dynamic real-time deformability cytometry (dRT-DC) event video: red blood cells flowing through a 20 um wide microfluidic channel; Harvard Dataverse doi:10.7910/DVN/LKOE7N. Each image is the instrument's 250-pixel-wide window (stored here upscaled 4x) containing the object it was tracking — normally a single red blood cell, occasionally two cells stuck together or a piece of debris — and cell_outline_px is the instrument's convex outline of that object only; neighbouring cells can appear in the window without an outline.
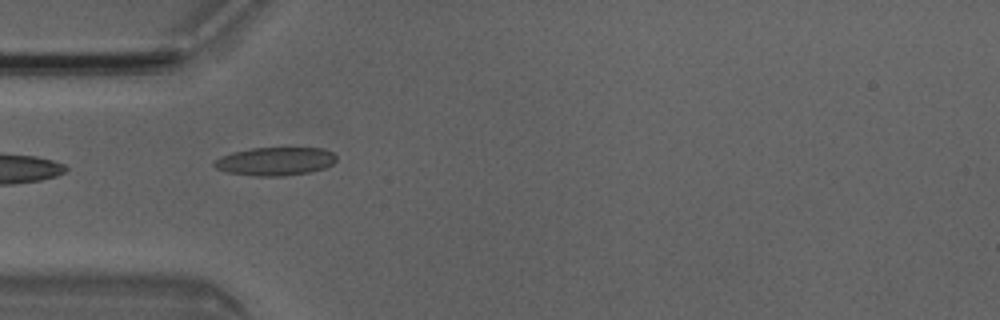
{"species": "Egyptian fruit bat (a non-hibernating species)", "species_latin": "Rousettus aegyptiacus", "temperature_condition": "room temperature", "stored_images_in_passage": 6, "camera_frame_rate_fps": 3000, "um_per_image_px": 0.085, "animal": {"sex": "male"}, "frame": {"image": 1, "passage_image": 4, "time_ms": 1.0, "image_size_px": [1000, 320], "cell_outline_px": [[336, 160], [332, 164], [324, 168], [308, 172], [284, 176], [256, 176], [228, 172], [216, 168], [212, 164], [220, 156], [232, 152], [252, 148], [324, 148], [332, 152], [336, 156]], "centroid_in_image_um": [23.39, 13.71], "position_along_channel_um": 61.6, "area_um2": 20.06}}